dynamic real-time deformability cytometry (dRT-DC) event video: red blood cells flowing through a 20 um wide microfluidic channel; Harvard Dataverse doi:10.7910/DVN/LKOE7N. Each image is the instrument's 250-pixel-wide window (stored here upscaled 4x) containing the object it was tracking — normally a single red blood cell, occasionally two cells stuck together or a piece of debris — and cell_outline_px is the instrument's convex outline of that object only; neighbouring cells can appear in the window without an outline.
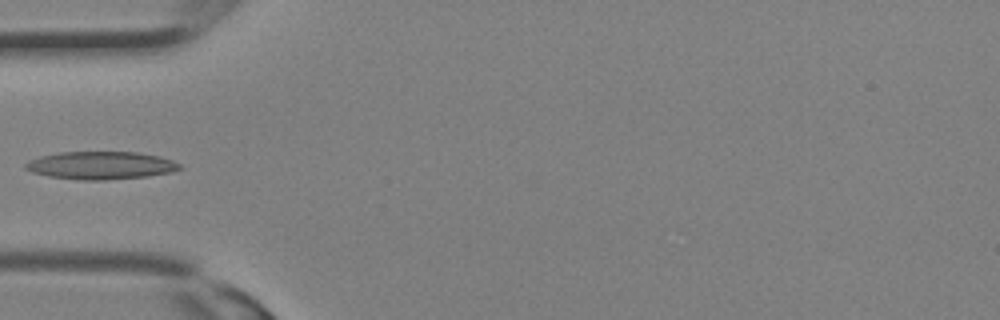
{"species": "Egyptian fruit bat (a non-hibernating species)", "species_latin": "Rousettus aegyptiacus", "temperature_condition": "room temperature", "stored_images_in_passage": 11, "camera_frame_rate_fps": 3000, "um_per_image_px": 0.085, "animal": {"sex": "female"}, "frame": {"image": 1, "passage_image": 10, "time_ms": 3.0, "image_size_px": [1000, 320], "cell_outline_px": [[184, 168], [172, 172], [148, 176], [108, 180], [80, 180], [48, 176], [32, 172], [24, 168], [24, 164], [28, 160], [40, 156], [60, 152], [136, 152], [160, 156], [172, 160], [180, 164]], "centroid_in_image_um": [8.58, 14.06], "position_along_channel_um": 76.4, "area_um2": 25.2}}